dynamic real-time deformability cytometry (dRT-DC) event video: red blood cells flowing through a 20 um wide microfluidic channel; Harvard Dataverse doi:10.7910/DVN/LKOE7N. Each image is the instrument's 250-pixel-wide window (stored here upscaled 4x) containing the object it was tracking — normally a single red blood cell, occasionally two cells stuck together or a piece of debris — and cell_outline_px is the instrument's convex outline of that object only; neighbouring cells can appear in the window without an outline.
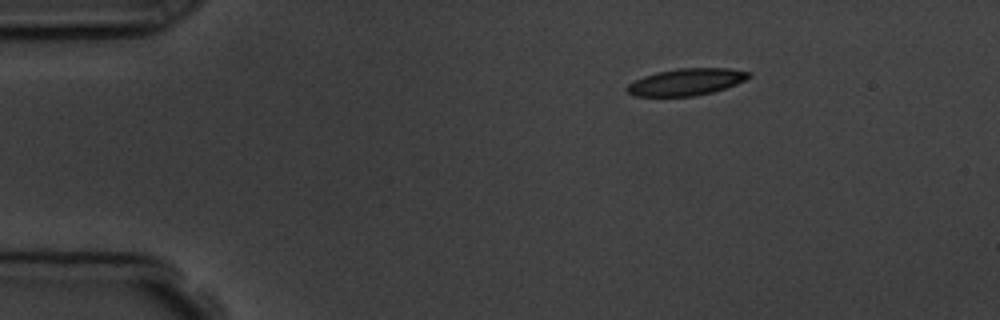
{"species": "common noctule bat (a hibernating species)", "species_latin": "Nyctalus noctula", "temperature_condition": "room temperature", "stored_images_in_passage": 3, "camera_frame_rate_fps": 3000, "um_per_image_px": 0.085, "animal": {"sex": "male", "body_mass_g": 19.5, "forearm_length_mm": 54.6}, "frame": {"image": 1, "passage_image": 1, "time_ms": 0.0, "image_size_px": [1000, 320], "cell_outline_px": [[752, 76], [736, 84], [712, 92], [692, 96], [636, 96], [628, 92], [624, 88], [628, 84], [644, 76], [656, 72], [676, 68], [728, 68], [748, 72]], "centroid_in_image_um": [58.31, 6.96], "position_along_channel_um": 26.7, "area_um2": 18.9}}